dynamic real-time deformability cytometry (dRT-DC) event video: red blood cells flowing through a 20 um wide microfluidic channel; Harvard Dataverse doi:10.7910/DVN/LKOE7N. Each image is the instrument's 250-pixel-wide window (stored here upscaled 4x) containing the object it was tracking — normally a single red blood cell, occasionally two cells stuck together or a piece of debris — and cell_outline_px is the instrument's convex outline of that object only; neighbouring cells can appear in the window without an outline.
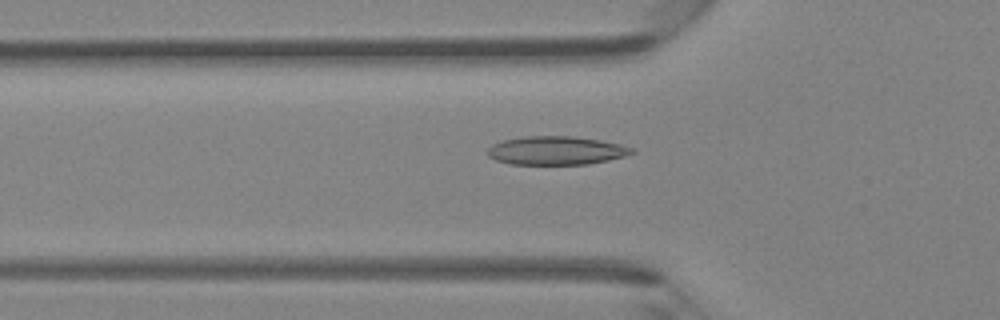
{"species": "Egyptian fruit bat (a non-hibernating species)", "species_latin": "Rousettus aegyptiacus", "temperature_condition": "room temperature", "stored_images_in_passage": 41, "camera_frame_rate_fps": 3000, "um_per_image_px": 0.085, "animal": {"sex": "female"}, "frame": {"image": 1, "passage_image": 11, "time_ms": 3.333, "image_size_px": [1000, 320], "cell_outline_px": [[636, 152], [624, 156], [608, 160], [588, 164], [512, 164], [496, 160], [488, 156], [488, 148], [492, 144], [504, 140], [524, 136], [572, 136], [600, 140], [620, 144], [632, 148]], "centroid_in_image_um": [47.27, 12.79], "position_along_channel_um": 78.5, "area_um2": 23.87}}
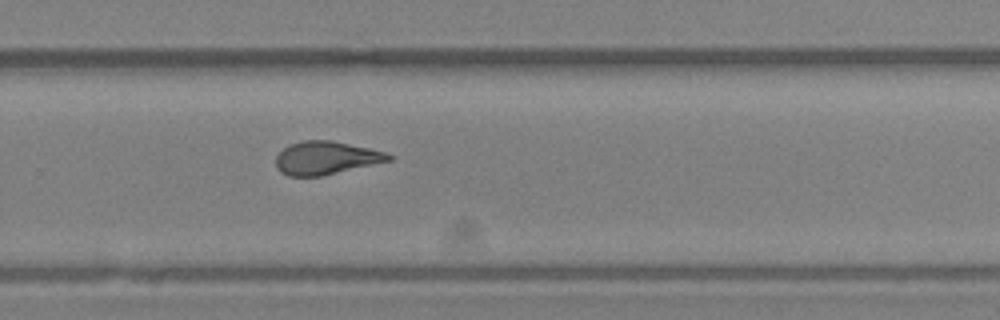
{"frame": {"image": 2, "passage_image": 26, "time_ms": 8.333, "image_size_px": [1000, 320], "cell_outline_px": [[392, 160], [320, 176], [288, 176], [280, 172], [276, 168], [276, 156], [288, 144], [304, 140], [332, 140], [368, 148], [384, 152], [392, 156]], "centroid_in_image_um": [27.66, 13.42], "position_along_channel_um": 302.1, "area_um2": 21.62}}
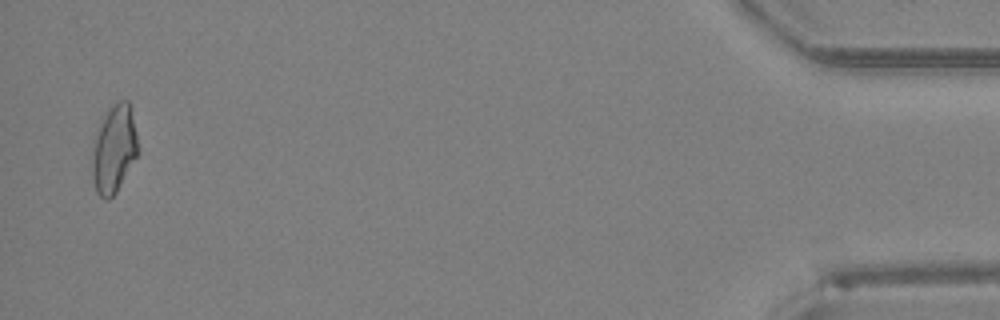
{"frame": {"image": 3, "passage_image": 40, "time_ms": 13.0, "image_size_px": [1000, 320], "cell_outline_px": [[140, 152], [116, 192], [108, 200], [104, 200], [96, 192], [92, 176], [92, 148], [100, 124], [104, 116], [116, 100], [128, 100], [140, 148]], "centroid_in_image_um": [9.71, 12.7], "position_along_channel_um": 425.5, "area_um2": 23.47}}